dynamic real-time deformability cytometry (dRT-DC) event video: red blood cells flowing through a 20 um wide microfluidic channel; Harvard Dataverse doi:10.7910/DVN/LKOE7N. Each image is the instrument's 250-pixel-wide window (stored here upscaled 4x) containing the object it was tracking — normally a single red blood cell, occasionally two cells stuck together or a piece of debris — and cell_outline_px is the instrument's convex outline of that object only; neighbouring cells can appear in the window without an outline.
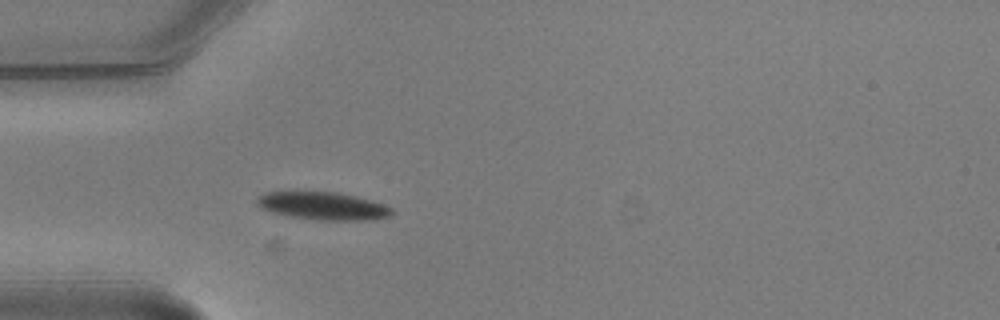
{"species": "common noctule bat (a hibernating species)", "species_latin": "Nyctalus noctula", "temperature_condition": "warm", "stored_images_in_passage": 5, "camera_frame_rate_fps": 3000, "um_per_image_px": 0.085, "animal": {"sex": "male", "body_mass_g": 20.5, "forearm_length_mm": 52.5}, "frame": {"image": 1, "passage_image": 5, "time_ms": 1.333, "image_size_px": [1000, 320], "cell_outline_px": [[396, 212], [392, 216], [376, 220], [320, 220], [288, 216], [272, 212], [260, 208], [256, 204], [256, 196], [264, 192], [340, 192], [372, 200], [392, 208]], "centroid_in_image_um": [27.48, 17.51], "position_along_channel_um": 57.5, "area_um2": 22.2}}